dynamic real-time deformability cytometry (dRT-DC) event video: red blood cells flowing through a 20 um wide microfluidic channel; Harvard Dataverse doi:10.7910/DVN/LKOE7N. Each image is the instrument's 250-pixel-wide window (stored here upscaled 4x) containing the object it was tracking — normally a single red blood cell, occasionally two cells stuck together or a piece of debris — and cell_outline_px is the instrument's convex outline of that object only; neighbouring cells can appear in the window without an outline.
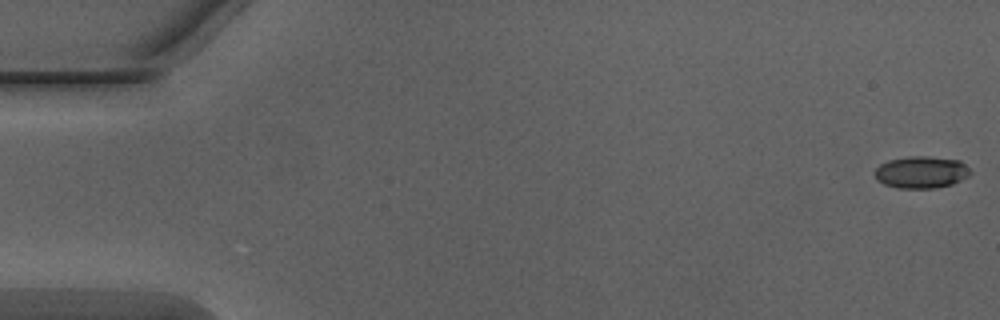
{"species": "Egyptian fruit bat (a non-hibernating species)", "species_latin": "Rousettus aegyptiacus", "temperature_condition": "warm", "stored_images_in_passage": 10, "camera_frame_rate_fps": 3000, "um_per_image_px": 0.085, "animal": {"sex": "male"}, "frame": {"image": 1, "passage_image": 1, "time_ms": 0.0, "image_size_px": [1000, 320], "cell_outline_px": [[972, 172], [968, 176], [952, 184], [936, 188], [896, 188], [884, 184], [876, 180], [872, 172], [880, 164], [888, 160], [908, 156], [928, 156], [960, 160]], "centroid_in_image_um": [78.26, 14.63], "position_along_channel_um": 6.7, "area_um2": 18.03}}